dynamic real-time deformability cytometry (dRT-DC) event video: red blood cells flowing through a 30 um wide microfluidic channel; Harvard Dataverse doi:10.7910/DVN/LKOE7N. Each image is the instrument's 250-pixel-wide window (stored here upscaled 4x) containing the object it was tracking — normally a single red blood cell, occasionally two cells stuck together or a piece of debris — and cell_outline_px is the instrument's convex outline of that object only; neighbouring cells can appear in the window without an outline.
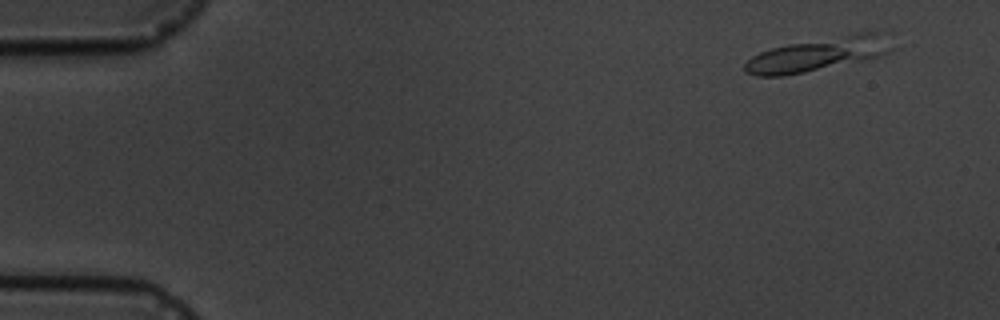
{"species": "common noctule bat (a hibernating species)", "species_latin": "Nyctalus noctula", "temperature_condition": "cold", "stored_images_in_passage": 5, "camera_frame_rate_fps": 3000, "um_per_image_px": 0.085, "animal": {"sex": "male", "body_mass_g": 19.5, "forearm_length_mm": 54.6}, "frame": {"image": 1, "passage_image": 1, "time_ms": 0.0, "image_size_px": [1000, 320], "cell_outline_px": [[896, 48], [892, 52], [880, 56], [864, 60], [784, 76], [756, 76], [744, 72], [744, 64], [752, 56], [760, 52], [772, 48], [788, 44], [856, 32], [876, 32]], "centroid_in_image_um": [69.51, 4.61], "position_along_channel_um": 15.5, "area_um2": 28.61}}
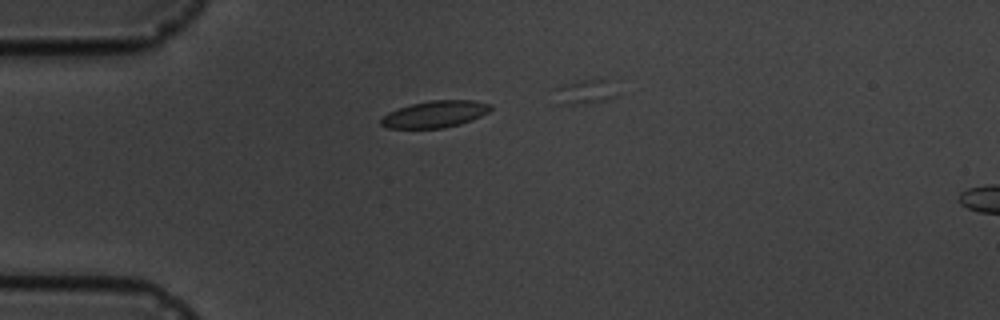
{"frame": {"image": 2, "passage_image": 4, "time_ms": 3.333, "image_size_px": [1000, 320], "cell_outline_px": [[492, 108], [488, 112], [472, 120], [460, 124], [444, 128], [388, 128], [380, 124], [380, 120], [388, 112], [396, 108], [428, 100], [472, 100], [492, 104]], "centroid_in_image_um": [36.97, 9.7], "position_along_channel_um": 48.0, "area_um2": 17.17}}